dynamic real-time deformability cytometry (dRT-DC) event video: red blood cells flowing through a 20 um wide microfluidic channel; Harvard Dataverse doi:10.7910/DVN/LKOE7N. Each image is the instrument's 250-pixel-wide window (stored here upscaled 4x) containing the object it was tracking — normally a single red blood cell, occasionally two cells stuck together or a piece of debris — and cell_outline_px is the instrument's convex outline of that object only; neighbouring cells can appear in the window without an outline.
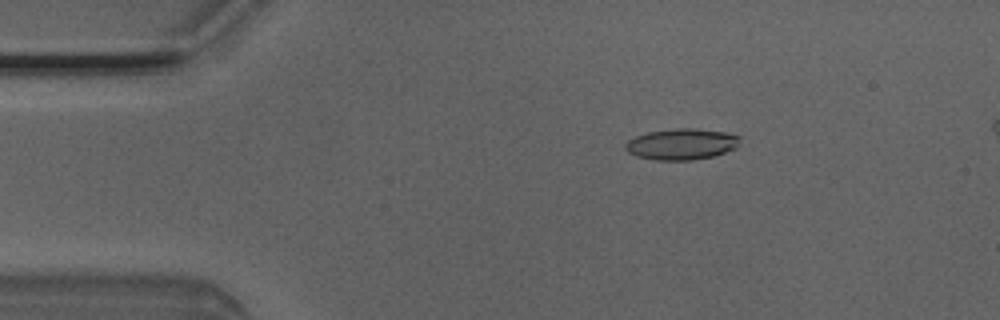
{"species": "Egyptian fruit bat (a non-hibernating species)", "species_latin": "Rousettus aegyptiacus", "temperature_condition": "room temperature", "stored_images_in_passage": 8, "camera_frame_rate_fps": 3000, "um_per_image_px": 0.085, "animal": {"sex": "male"}, "frame": {"image": 1, "passage_image": 3, "time_ms": 0.667, "image_size_px": [1000, 320], "cell_outline_px": [[740, 140], [736, 148], [712, 156], [692, 160], [656, 160], [636, 156], [628, 152], [624, 148], [624, 144], [628, 140], [636, 136], [648, 132], [676, 128], [696, 128], [724, 132], [740, 136]], "centroid_in_image_um": [57.91, 12.25], "position_along_channel_um": 27.1, "area_um2": 20.75}}